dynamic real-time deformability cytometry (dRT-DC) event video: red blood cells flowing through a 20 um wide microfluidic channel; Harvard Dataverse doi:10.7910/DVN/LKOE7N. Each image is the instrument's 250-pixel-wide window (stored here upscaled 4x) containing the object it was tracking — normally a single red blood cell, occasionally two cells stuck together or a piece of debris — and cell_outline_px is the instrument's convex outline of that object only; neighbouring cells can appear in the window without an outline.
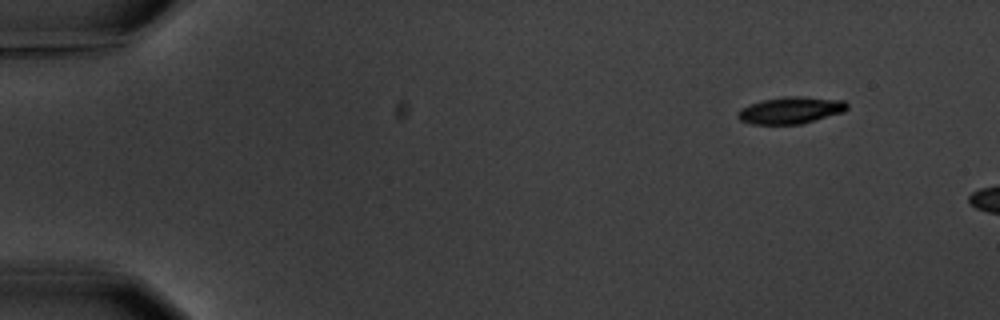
{"species": "common noctule bat (a hibernating species)", "species_latin": "Nyctalus noctula", "temperature_condition": "warm", "stored_images_in_passage": 6, "segment_of_instrument_passage": [2, 2], "camera_frame_rate_fps": 3000, "um_per_image_px": 0.085, "animal": {"sex": "male", "body_mass_g": 20.1, "forearm_length_mm": 53.5}, "frame": {"image": 1, "passage_image": 6, "time_ms": 7.0, "image_size_px": [1000, 320], "cell_outline_px": [[848, 108], [844, 112], [800, 124], [752, 124], [740, 120], [736, 116], [736, 112], [740, 108], [764, 100], [784, 96], [800, 96], [844, 100], [848, 104]], "centroid_in_image_um": [67.21, 9.37], "position_along_channel_um": 17.8, "area_um2": 17.11}}